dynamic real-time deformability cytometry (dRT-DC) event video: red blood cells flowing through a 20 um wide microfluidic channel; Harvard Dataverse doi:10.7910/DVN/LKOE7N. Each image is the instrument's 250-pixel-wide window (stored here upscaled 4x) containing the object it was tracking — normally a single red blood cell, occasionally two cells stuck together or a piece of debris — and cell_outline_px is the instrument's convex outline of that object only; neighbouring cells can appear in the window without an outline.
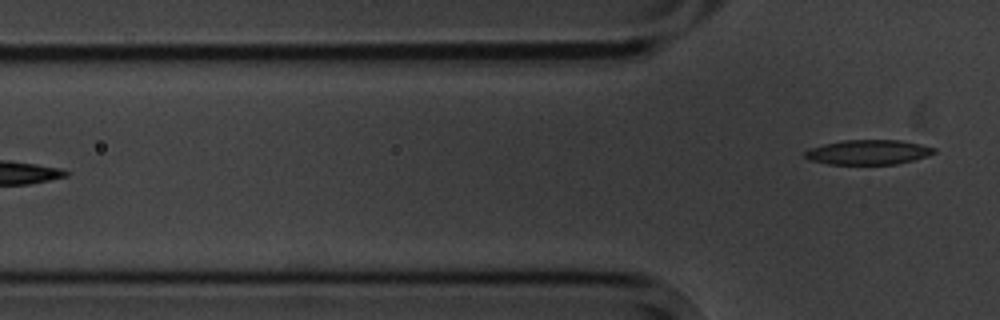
{"species": "common noctule bat (a hibernating species)", "species_latin": "Nyctalus noctula", "temperature_condition": "cold", "stored_images_in_passage": 6, "camera_frame_rate_fps": 3000, "um_per_image_px": 0.085, "animal": {"sex": "male", "body_mass_g": 20.1, "forearm_length_mm": 53.5}, "frame": {"image": 1, "passage_image": 6, "time_ms": 6.0, "image_size_px": [1000, 320], "cell_outline_px": [[936, 152], [928, 156], [896, 164], [828, 164], [808, 160], [804, 156], [804, 152], [812, 148], [824, 144], [844, 140], [900, 140], [920, 144], [936, 148]], "centroid_in_image_um": [73.81, 12.94], "position_along_channel_um": 52.0, "area_um2": 18.55}}